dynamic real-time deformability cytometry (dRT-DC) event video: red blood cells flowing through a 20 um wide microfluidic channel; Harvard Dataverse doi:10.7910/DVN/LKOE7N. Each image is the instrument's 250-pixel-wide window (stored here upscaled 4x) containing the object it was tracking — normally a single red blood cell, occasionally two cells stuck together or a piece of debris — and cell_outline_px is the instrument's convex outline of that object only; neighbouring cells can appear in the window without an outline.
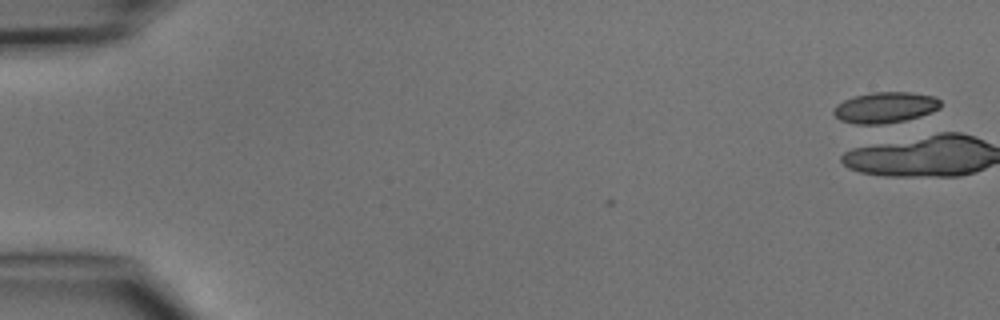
{"species": "common noctule bat (a hibernating species)", "species_latin": "Nyctalus noctula", "temperature_condition": "cold", "stored_images_in_passage": 5, "camera_frame_rate_fps": 3000, "um_per_image_px": 0.085, "animal": {"sex": "male", "body_mass_g": 15.6}, "frame": {"image": 1, "passage_image": 1, "time_ms": 0.0, "image_size_px": [1000, 320], "cell_outline_px": [[940, 108], [932, 112], [920, 116], [904, 120], [880, 124], [856, 124], [840, 120], [832, 112], [832, 108], [836, 104], [844, 100], [856, 96], [872, 92], [908, 92], [936, 96], [940, 100]], "centroid_in_image_um": [75.23, 9.13], "position_along_channel_um": 9.8, "area_um2": 19.25}}